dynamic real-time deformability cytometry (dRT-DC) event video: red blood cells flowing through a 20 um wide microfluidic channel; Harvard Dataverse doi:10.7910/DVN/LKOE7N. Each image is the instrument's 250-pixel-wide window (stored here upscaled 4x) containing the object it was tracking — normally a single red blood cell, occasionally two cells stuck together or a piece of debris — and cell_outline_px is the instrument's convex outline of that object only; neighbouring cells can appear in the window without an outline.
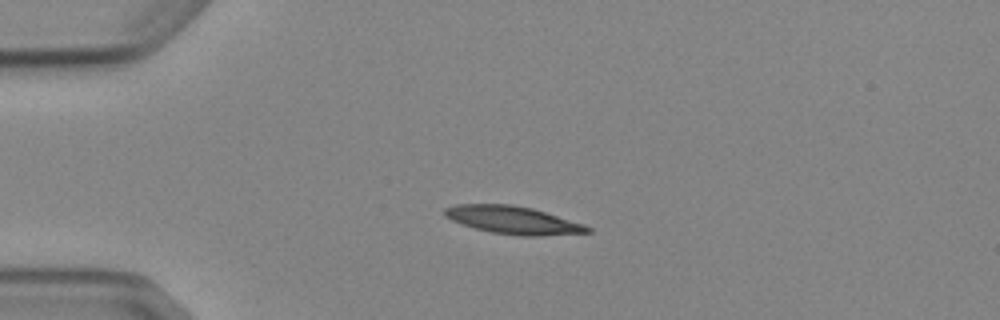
{"species": "Egyptian fruit bat (a non-hibernating species)", "species_latin": "Rousettus aegyptiacus", "temperature_condition": "cold", "stored_images_in_passage": 3, "camera_frame_rate_fps": 3000, "um_per_image_px": 0.085, "animal": {"sex": "female"}, "frame": {"image": 1, "passage_image": 2, "time_ms": 2.333, "image_size_px": [1000, 320], "cell_outline_px": [[592, 232], [540, 236], [520, 236], [492, 232], [476, 228], [452, 220], [444, 216], [444, 208], [456, 204], [512, 204], [532, 208], [584, 224], [592, 228]], "centroid_in_image_um": [43.63, 18.7], "position_along_channel_um": 41.4, "area_um2": 23.0}}